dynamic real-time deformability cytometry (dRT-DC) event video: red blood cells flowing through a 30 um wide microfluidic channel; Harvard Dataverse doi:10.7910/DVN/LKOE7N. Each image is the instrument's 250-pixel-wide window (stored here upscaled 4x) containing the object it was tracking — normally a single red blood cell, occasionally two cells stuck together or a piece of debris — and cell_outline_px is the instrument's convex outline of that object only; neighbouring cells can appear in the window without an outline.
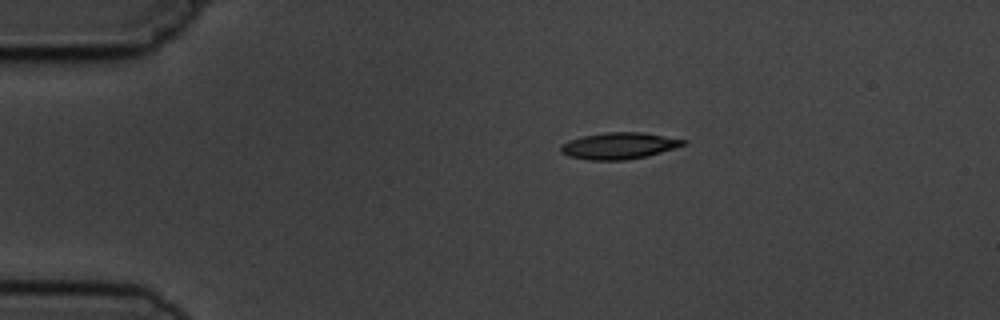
{"species": "common noctule bat (a hibernating species)", "species_latin": "Nyctalus noctula", "temperature_condition": "cold", "stored_images_in_passage": 6, "camera_frame_rate_fps": 3000, "um_per_image_px": 0.085, "animal": {"sex": "male", "body_mass_g": 19.5, "forearm_length_mm": 54.6}, "frame": {"image": 1, "passage_image": 1, "time_ms": 0.0, "image_size_px": [1000, 320], "cell_outline_px": [[688, 144], [648, 156], [624, 160], [588, 160], [568, 156], [560, 152], [560, 148], [568, 140], [584, 136], [604, 132], [640, 132], [688, 140]], "centroid_in_image_um": [52.64, 12.39], "position_along_channel_um": 32.4, "area_um2": 18.96}}
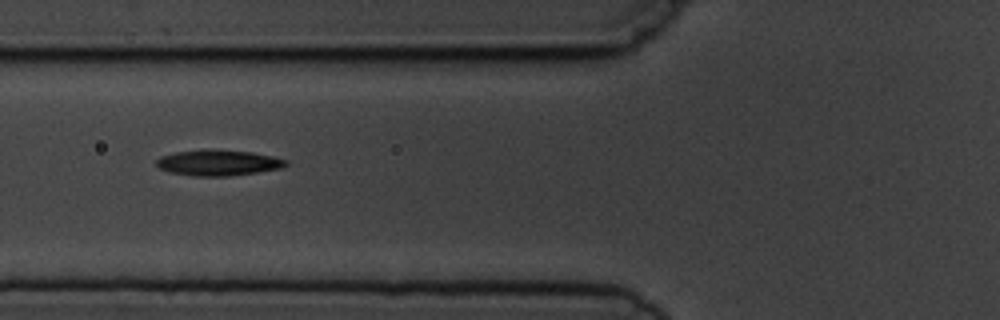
{"frame": {"image": 2, "passage_image": 4, "time_ms": 3.333, "image_size_px": [1000, 320], "cell_outline_px": [[288, 164], [280, 168], [256, 172], [228, 176], [192, 176], [168, 172], [160, 168], [156, 164], [156, 160], [160, 156], [176, 152], [252, 152], [272, 156], [288, 160]], "centroid_in_image_um": [18.55, 13.88], "position_along_channel_um": 107.2, "area_um2": 18.5}}
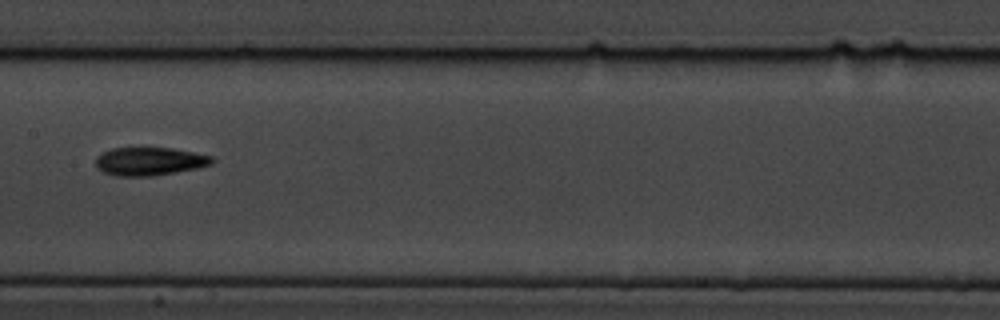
{"frame": {"image": 3, "passage_image": 6, "time_ms": 5.667, "image_size_px": [1000, 320], "cell_outline_px": [[216, 160], [212, 164], [200, 168], [152, 176], [116, 176], [104, 172], [96, 168], [96, 156], [112, 148], [172, 148], [212, 156]], "centroid_in_image_um": [12.73, 13.72], "position_along_channel_um": 194.7, "area_um2": 19.19}}